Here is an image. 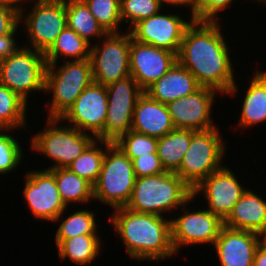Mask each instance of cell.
Wrapping results in <instances>:
<instances>
[{
	"label": "cell",
	"instance_id": "f1b7e54d",
	"mask_svg": "<svg viewBox=\"0 0 266 266\" xmlns=\"http://www.w3.org/2000/svg\"><path fill=\"white\" fill-rule=\"evenodd\" d=\"M27 102L0 84V128L14 129L25 124Z\"/></svg>",
	"mask_w": 266,
	"mask_h": 266
},
{
	"label": "cell",
	"instance_id": "d590c367",
	"mask_svg": "<svg viewBox=\"0 0 266 266\" xmlns=\"http://www.w3.org/2000/svg\"><path fill=\"white\" fill-rule=\"evenodd\" d=\"M233 0H195L193 21H218L216 14L229 6Z\"/></svg>",
	"mask_w": 266,
	"mask_h": 266
},
{
	"label": "cell",
	"instance_id": "ee69618b",
	"mask_svg": "<svg viewBox=\"0 0 266 266\" xmlns=\"http://www.w3.org/2000/svg\"><path fill=\"white\" fill-rule=\"evenodd\" d=\"M2 130H3L4 132H5L6 130H9V132L11 131L10 129H1V128H0V131H2Z\"/></svg>",
	"mask_w": 266,
	"mask_h": 266
},
{
	"label": "cell",
	"instance_id": "74e56055",
	"mask_svg": "<svg viewBox=\"0 0 266 266\" xmlns=\"http://www.w3.org/2000/svg\"><path fill=\"white\" fill-rule=\"evenodd\" d=\"M19 22V14L15 10L0 5V36L9 34Z\"/></svg>",
	"mask_w": 266,
	"mask_h": 266
},
{
	"label": "cell",
	"instance_id": "30bf717a",
	"mask_svg": "<svg viewBox=\"0 0 266 266\" xmlns=\"http://www.w3.org/2000/svg\"><path fill=\"white\" fill-rule=\"evenodd\" d=\"M102 48L91 46L90 61L92 64L93 81L107 86L130 75V44L129 33H107Z\"/></svg>",
	"mask_w": 266,
	"mask_h": 266
},
{
	"label": "cell",
	"instance_id": "d6986e66",
	"mask_svg": "<svg viewBox=\"0 0 266 266\" xmlns=\"http://www.w3.org/2000/svg\"><path fill=\"white\" fill-rule=\"evenodd\" d=\"M261 235L223 226L215 241L222 266H253Z\"/></svg>",
	"mask_w": 266,
	"mask_h": 266
},
{
	"label": "cell",
	"instance_id": "5bb4252c",
	"mask_svg": "<svg viewBox=\"0 0 266 266\" xmlns=\"http://www.w3.org/2000/svg\"><path fill=\"white\" fill-rule=\"evenodd\" d=\"M224 221L211 211L187 212L178 219L170 220L171 242L176 252L180 245L215 244Z\"/></svg>",
	"mask_w": 266,
	"mask_h": 266
},
{
	"label": "cell",
	"instance_id": "8fae6325",
	"mask_svg": "<svg viewBox=\"0 0 266 266\" xmlns=\"http://www.w3.org/2000/svg\"><path fill=\"white\" fill-rule=\"evenodd\" d=\"M27 15L24 20L32 47L45 53L67 26L66 0L36 1Z\"/></svg>",
	"mask_w": 266,
	"mask_h": 266
},
{
	"label": "cell",
	"instance_id": "cb8c5ba5",
	"mask_svg": "<svg viewBox=\"0 0 266 266\" xmlns=\"http://www.w3.org/2000/svg\"><path fill=\"white\" fill-rule=\"evenodd\" d=\"M192 130L174 129L158 138L157 155L168 172H175L188 150L191 142Z\"/></svg>",
	"mask_w": 266,
	"mask_h": 266
},
{
	"label": "cell",
	"instance_id": "f546056e",
	"mask_svg": "<svg viewBox=\"0 0 266 266\" xmlns=\"http://www.w3.org/2000/svg\"><path fill=\"white\" fill-rule=\"evenodd\" d=\"M94 141L80 156H78L67 168L85 179L93 186L96 184L102 167L105 152L96 147Z\"/></svg>",
	"mask_w": 266,
	"mask_h": 266
},
{
	"label": "cell",
	"instance_id": "5b68a950",
	"mask_svg": "<svg viewBox=\"0 0 266 266\" xmlns=\"http://www.w3.org/2000/svg\"><path fill=\"white\" fill-rule=\"evenodd\" d=\"M216 128L192 130L191 142L175 173L194 189L202 180L222 168L225 146Z\"/></svg>",
	"mask_w": 266,
	"mask_h": 266
},
{
	"label": "cell",
	"instance_id": "4316f807",
	"mask_svg": "<svg viewBox=\"0 0 266 266\" xmlns=\"http://www.w3.org/2000/svg\"><path fill=\"white\" fill-rule=\"evenodd\" d=\"M66 13L67 26L90 45L91 36L100 38L107 34L83 0H67Z\"/></svg>",
	"mask_w": 266,
	"mask_h": 266
},
{
	"label": "cell",
	"instance_id": "52a82bcc",
	"mask_svg": "<svg viewBox=\"0 0 266 266\" xmlns=\"http://www.w3.org/2000/svg\"><path fill=\"white\" fill-rule=\"evenodd\" d=\"M46 67L44 52L24 46L17 53L0 60V84L27 102L28 92L45 90Z\"/></svg>",
	"mask_w": 266,
	"mask_h": 266
},
{
	"label": "cell",
	"instance_id": "83f0119b",
	"mask_svg": "<svg viewBox=\"0 0 266 266\" xmlns=\"http://www.w3.org/2000/svg\"><path fill=\"white\" fill-rule=\"evenodd\" d=\"M97 234L78 235L66 240H56L60 259L69 257L75 263L84 265L95 259L100 249Z\"/></svg>",
	"mask_w": 266,
	"mask_h": 266
},
{
	"label": "cell",
	"instance_id": "44dd1931",
	"mask_svg": "<svg viewBox=\"0 0 266 266\" xmlns=\"http://www.w3.org/2000/svg\"><path fill=\"white\" fill-rule=\"evenodd\" d=\"M200 87L193 74L176 62L166 74L144 92L152 99L167 105L171 101L193 94Z\"/></svg>",
	"mask_w": 266,
	"mask_h": 266
},
{
	"label": "cell",
	"instance_id": "2e32d148",
	"mask_svg": "<svg viewBox=\"0 0 266 266\" xmlns=\"http://www.w3.org/2000/svg\"><path fill=\"white\" fill-rule=\"evenodd\" d=\"M215 92L209 87H200L193 94L167 104L175 129L203 131L215 128L211 122V106Z\"/></svg>",
	"mask_w": 266,
	"mask_h": 266
},
{
	"label": "cell",
	"instance_id": "277c9868",
	"mask_svg": "<svg viewBox=\"0 0 266 266\" xmlns=\"http://www.w3.org/2000/svg\"><path fill=\"white\" fill-rule=\"evenodd\" d=\"M100 142L106 151L99 178L93 186L94 198L114 209L126 207L136 179L132 160L115 143Z\"/></svg>",
	"mask_w": 266,
	"mask_h": 266
},
{
	"label": "cell",
	"instance_id": "e0dca14e",
	"mask_svg": "<svg viewBox=\"0 0 266 266\" xmlns=\"http://www.w3.org/2000/svg\"><path fill=\"white\" fill-rule=\"evenodd\" d=\"M130 75L145 91L177 62V54L131 39Z\"/></svg>",
	"mask_w": 266,
	"mask_h": 266
},
{
	"label": "cell",
	"instance_id": "d4e9b609",
	"mask_svg": "<svg viewBox=\"0 0 266 266\" xmlns=\"http://www.w3.org/2000/svg\"><path fill=\"white\" fill-rule=\"evenodd\" d=\"M90 44L68 26L57 36L55 42L44 53L47 65H56L59 55L75 58L74 60L90 59Z\"/></svg>",
	"mask_w": 266,
	"mask_h": 266
},
{
	"label": "cell",
	"instance_id": "4dcf8cb0",
	"mask_svg": "<svg viewBox=\"0 0 266 266\" xmlns=\"http://www.w3.org/2000/svg\"><path fill=\"white\" fill-rule=\"evenodd\" d=\"M106 33L117 32L122 22L120 0H83Z\"/></svg>",
	"mask_w": 266,
	"mask_h": 266
},
{
	"label": "cell",
	"instance_id": "7402d4cb",
	"mask_svg": "<svg viewBox=\"0 0 266 266\" xmlns=\"http://www.w3.org/2000/svg\"><path fill=\"white\" fill-rule=\"evenodd\" d=\"M224 226L262 235L266 231V202L246 189L224 220Z\"/></svg>",
	"mask_w": 266,
	"mask_h": 266
},
{
	"label": "cell",
	"instance_id": "6da1fadb",
	"mask_svg": "<svg viewBox=\"0 0 266 266\" xmlns=\"http://www.w3.org/2000/svg\"><path fill=\"white\" fill-rule=\"evenodd\" d=\"M230 61L218 22L192 21L184 32L177 62L193 74L201 87L234 94L237 86Z\"/></svg>",
	"mask_w": 266,
	"mask_h": 266
},
{
	"label": "cell",
	"instance_id": "f35d334b",
	"mask_svg": "<svg viewBox=\"0 0 266 266\" xmlns=\"http://www.w3.org/2000/svg\"><path fill=\"white\" fill-rule=\"evenodd\" d=\"M16 26L9 34L0 36V60L10 57L17 53L21 48L16 47L13 36L17 30Z\"/></svg>",
	"mask_w": 266,
	"mask_h": 266
},
{
	"label": "cell",
	"instance_id": "ab89813d",
	"mask_svg": "<svg viewBox=\"0 0 266 266\" xmlns=\"http://www.w3.org/2000/svg\"><path fill=\"white\" fill-rule=\"evenodd\" d=\"M253 266H266V247L262 243L255 252Z\"/></svg>",
	"mask_w": 266,
	"mask_h": 266
},
{
	"label": "cell",
	"instance_id": "ffe728a7",
	"mask_svg": "<svg viewBox=\"0 0 266 266\" xmlns=\"http://www.w3.org/2000/svg\"><path fill=\"white\" fill-rule=\"evenodd\" d=\"M174 129L167 105L144 92L135 105L131 130L161 138Z\"/></svg>",
	"mask_w": 266,
	"mask_h": 266
},
{
	"label": "cell",
	"instance_id": "3957f363",
	"mask_svg": "<svg viewBox=\"0 0 266 266\" xmlns=\"http://www.w3.org/2000/svg\"><path fill=\"white\" fill-rule=\"evenodd\" d=\"M191 189L175 172L135 179L131 198L125 208L136 212L155 214L171 211L193 200Z\"/></svg>",
	"mask_w": 266,
	"mask_h": 266
},
{
	"label": "cell",
	"instance_id": "9a60e30c",
	"mask_svg": "<svg viewBox=\"0 0 266 266\" xmlns=\"http://www.w3.org/2000/svg\"><path fill=\"white\" fill-rule=\"evenodd\" d=\"M24 196L36 218L58 221L66 205L60 197L54 174L45 169L26 175Z\"/></svg>",
	"mask_w": 266,
	"mask_h": 266
},
{
	"label": "cell",
	"instance_id": "b9f144b4",
	"mask_svg": "<svg viewBox=\"0 0 266 266\" xmlns=\"http://www.w3.org/2000/svg\"><path fill=\"white\" fill-rule=\"evenodd\" d=\"M159 1L161 2V4L163 2H165V3L171 4V5H177V4L178 5H186V6H187V4H188V6L191 5V12H192L191 20H193V8H194L195 0H159Z\"/></svg>",
	"mask_w": 266,
	"mask_h": 266
},
{
	"label": "cell",
	"instance_id": "8d00e7d4",
	"mask_svg": "<svg viewBox=\"0 0 266 266\" xmlns=\"http://www.w3.org/2000/svg\"><path fill=\"white\" fill-rule=\"evenodd\" d=\"M134 174L136 178L163 174L167 172L157 153L140 156L132 159Z\"/></svg>",
	"mask_w": 266,
	"mask_h": 266
},
{
	"label": "cell",
	"instance_id": "8992f818",
	"mask_svg": "<svg viewBox=\"0 0 266 266\" xmlns=\"http://www.w3.org/2000/svg\"><path fill=\"white\" fill-rule=\"evenodd\" d=\"M53 69L47 65L45 72V91L53 92L48 118L60 119L93 82L92 64L90 59L67 60L59 72Z\"/></svg>",
	"mask_w": 266,
	"mask_h": 266
},
{
	"label": "cell",
	"instance_id": "9c48e42d",
	"mask_svg": "<svg viewBox=\"0 0 266 266\" xmlns=\"http://www.w3.org/2000/svg\"><path fill=\"white\" fill-rule=\"evenodd\" d=\"M108 96L104 130L96 137L99 141L115 143L131 130L135 105L144 90L136 80L127 76L106 86Z\"/></svg>",
	"mask_w": 266,
	"mask_h": 266
},
{
	"label": "cell",
	"instance_id": "ac0fdd59",
	"mask_svg": "<svg viewBox=\"0 0 266 266\" xmlns=\"http://www.w3.org/2000/svg\"><path fill=\"white\" fill-rule=\"evenodd\" d=\"M192 191L194 197L203 191L208 200V210L224 221L246 189L240 185L232 171L223 166L202 180Z\"/></svg>",
	"mask_w": 266,
	"mask_h": 266
},
{
	"label": "cell",
	"instance_id": "e575fe53",
	"mask_svg": "<svg viewBox=\"0 0 266 266\" xmlns=\"http://www.w3.org/2000/svg\"><path fill=\"white\" fill-rule=\"evenodd\" d=\"M15 138L0 132V174L9 173L18 166L22 150Z\"/></svg>",
	"mask_w": 266,
	"mask_h": 266
},
{
	"label": "cell",
	"instance_id": "60d3db41",
	"mask_svg": "<svg viewBox=\"0 0 266 266\" xmlns=\"http://www.w3.org/2000/svg\"><path fill=\"white\" fill-rule=\"evenodd\" d=\"M18 2H22V0H0V5L9 7L13 10H15L18 14H19V21H21V19L23 20V16H22V9H20V5L18 7V5H15L16 3L18 4Z\"/></svg>",
	"mask_w": 266,
	"mask_h": 266
},
{
	"label": "cell",
	"instance_id": "ba28073f",
	"mask_svg": "<svg viewBox=\"0 0 266 266\" xmlns=\"http://www.w3.org/2000/svg\"><path fill=\"white\" fill-rule=\"evenodd\" d=\"M58 121L60 119L48 118L49 128L32 138V147L35 151L55 160L56 164L48 169L67 168L96 139L93 135L74 127H55L54 124Z\"/></svg>",
	"mask_w": 266,
	"mask_h": 266
},
{
	"label": "cell",
	"instance_id": "1f68e13d",
	"mask_svg": "<svg viewBox=\"0 0 266 266\" xmlns=\"http://www.w3.org/2000/svg\"><path fill=\"white\" fill-rule=\"evenodd\" d=\"M94 213L80 210L65 219L59 226L55 240H66L78 235L96 234Z\"/></svg>",
	"mask_w": 266,
	"mask_h": 266
},
{
	"label": "cell",
	"instance_id": "4fadbf2b",
	"mask_svg": "<svg viewBox=\"0 0 266 266\" xmlns=\"http://www.w3.org/2000/svg\"><path fill=\"white\" fill-rule=\"evenodd\" d=\"M108 96L106 86L92 82L60 118L71 121L74 128L89 130L97 137L104 130L107 117ZM83 129V130H82Z\"/></svg>",
	"mask_w": 266,
	"mask_h": 266
},
{
	"label": "cell",
	"instance_id": "7c38bea8",
	"mask_svg": "<svg viewBox=\"0 0 266 266\" xmlns=\"http://www.w3.org/2000/svg\"><path fill=\"white\" fill-rule=\"evenodd\" d=\"M177 15L154 14L137 22L130 34L132 39L178 54L186 28L191 24Z\"/></svg>",
	"mask_w": 266,
	"mask_h": 266
},
{
	"label": "cell",
	"instance_id": "484cf974",
	"mask_svg": "<svg viewBox=\"0 0 266 266\" xmlns=\"http://www.w3.org/2000/svg\"><path fill=\"white\" fill-rule=\"evenodd\" d=\"M55 176L60 197L67 206L70 202H87L94 199L93 185L68 168L49 169ZM91 198V199H90Z\"/></svg>",
	"mask_w": 266,
	"mask_h": 266
},
{
	"label": "cell",
	"instance_id": "603a6c76",
	"mask_svg": "<svg viewBox=\"0 0 266 266\" xmlns=\"http://www.w3.org/2000/svg\"><path fill=\"white\" fill-rule=\"evenodd\" d=\"M239 121L241 127L266 121V73L260 71L252 79L244 98Z\"/></svg>",
	"mask_w": 266,
	"mask_h": 266
},
{
	"label": "cell",
	"instance_id": "7a4b0ae2",
	"mask_svg": "<svg viewBox=\"0 0 266 266\" xmlns=\"http://www.w3.org/2000/svg\"><path fill=\"white\" fill-rule=\"evenodd\" d=\"M110 217L117 233L122 237L130 257L159 260L172 256L170 220L163 216L136 213L125 207L115 209Z\"/></svg>",
	"mask_w": 266,
	"mask_h": 266
},
{
	"label": "cell",
	"instance_id": "7bdbcfd3",
	"mask_svg": "<svg viewBox=\"0 0 266 266\" xmlns=\"http://www.w3.org/2000/svg\"><path fill=\"white\" fill-rule=\"evenodd\" d=\"M261 236V243L266 247V231Z\"/></svg>",
	"mask_w": 266,
	"mask_h": 266
},
{
	"label": "cell",
	"instance_id": "f6af8a7d",
	"mask_svg": "<svg viewBox=\"0 0 266 266\" xmlns=\"http://www.w3.org/2000/svg\"><path fill=\"white\" fill-rule=\"evenodd\" d=\"M258 1H259L260 3H262V2H264V3H265V2H266V0H258Z\"/></svg>",
	"mask_w": 266,
	"mask_h": 266
},
{
	"label": "cell",
	"instance_id": "d6a6232c",
	"mask_svg": "<svg viewBox=\"0 0 266 266\" xmlns=\"http://www.w3.org/2000/svg\"><path fill=\"white\" fill-rule=\"evenodd\" d=\"M115 144L132 160L149 153H157L158 138L129 130Z\"/></svg>",
	"mask_w": 266,
	"mask_h": 266
},
{
	"label": "cell",
	"instance_id": "836d02e7",
	"mask_svg": "<svg viewBox=\"0 0 266 266\" xmlns=\"http://www.w3.org/2000/svg\"><path fill=\"white\" fill-rule=\"evenodd\" d=\"M162 5L159 0H120V16L122 21L130 22L134 26L137 22L159 13Z\"/></svg>",
	"mask_w": 266,
	"mask_h": 266
}]
</instances>
